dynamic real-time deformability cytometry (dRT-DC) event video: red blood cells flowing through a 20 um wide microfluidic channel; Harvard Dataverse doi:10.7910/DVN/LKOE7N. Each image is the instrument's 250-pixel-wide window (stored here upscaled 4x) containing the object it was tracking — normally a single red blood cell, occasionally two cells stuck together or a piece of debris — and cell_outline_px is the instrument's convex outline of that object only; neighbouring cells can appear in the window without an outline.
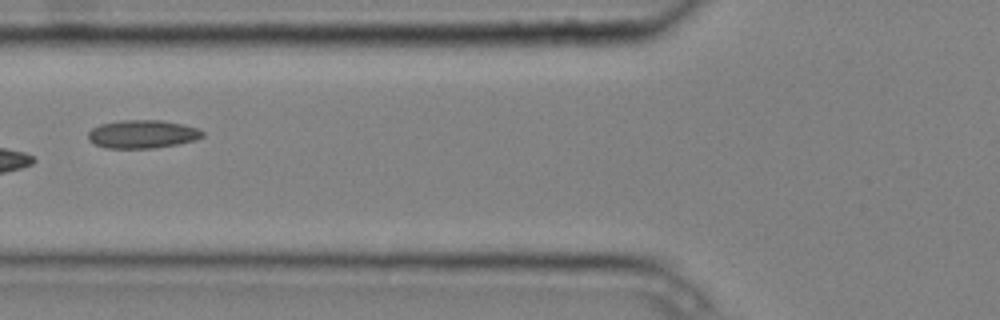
{"species": "common noctule bat (a hibernating species)", "species_latin": "Nyctalus noctula", "temperature_condition": "cold", "stored_images_in_passage": 9, "camera_frame_rate_fps": 3000, "um_per_image_px": 0.085, "animal": {"sex": "male", "body_mass_g": 20.4}, "frame": {"image": 1, "passage_image": 6, "time_ms": 1.667, "image_size_px": [1000, 320], "cell_outline_px": [[204, 136], [192, 140], [176, 144], [152, 148], [108, 148], [96, 144], [88, 140], [88, 132], [92, 128], [100, 124], [120, 120], [160, 120], [184, 124], [196, 128], [204, 132]], "centroid_in_image_um": [12.08, 11.39], "position_along_channel_um": 113.7, "area_um2": 18.67}}
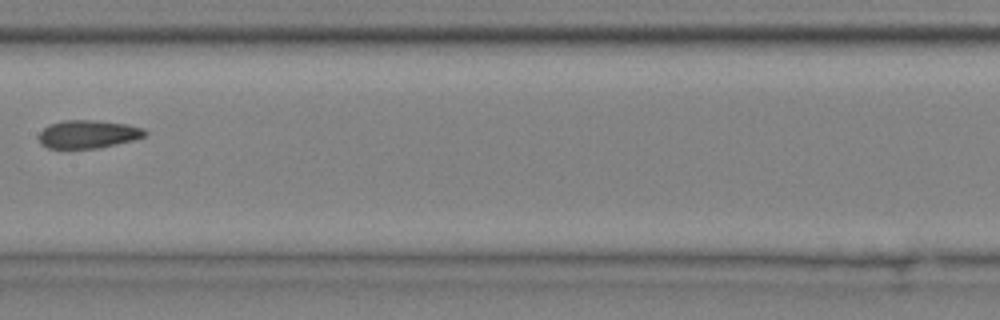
{"frame": {"image": 2, "passage_image": 8, "time_ms": 2.333, "image_size_px": [1000, 320], "cell_outline_px": [[148, 132], [144, 136], [132, 140], [100, 148], [48, 148], [40, 144], [40, 132], [48, 124], [64, 120], [92, 120], [124, 124], [144, 128]], "centroid_in_image_um": [7.47, 11.4], "position_along_channel_um": 199.9, "area_um2": 17.22}}
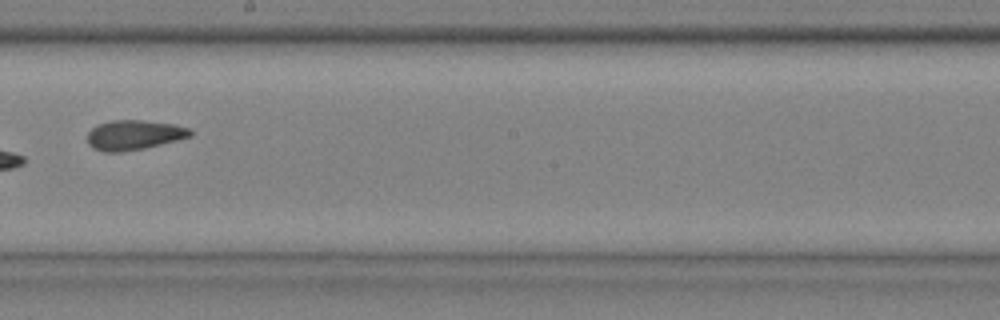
{"frame": {"image": 3, "passage_image": 9, "time_ms": 2.667, "image_size_px": [1000, 320], "cell_outline_px": [[192, 136], [144, 148], [120, 152], [104, 152], [92, 148], [88, 144], [88, 132], [92, 128], [100, 124], [112, 120], [140, 120], [176, 124], [192, 128]], "centroid_in_image_um": [11.41, 11.47], "position_along_channel_um": 236.8, "area_um2": 17.86}}